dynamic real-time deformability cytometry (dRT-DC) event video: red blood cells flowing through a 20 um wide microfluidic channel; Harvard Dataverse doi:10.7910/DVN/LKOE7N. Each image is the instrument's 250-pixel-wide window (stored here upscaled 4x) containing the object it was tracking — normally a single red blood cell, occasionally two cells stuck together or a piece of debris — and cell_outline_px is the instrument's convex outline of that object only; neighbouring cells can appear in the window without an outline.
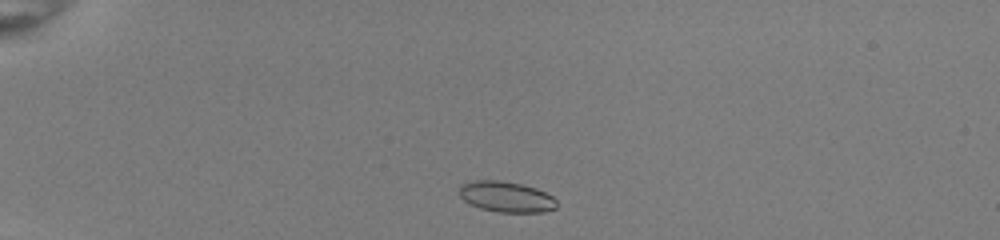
{"species": "common noctule bat (a hibernating species)", "species_latin": "Nyctalus noctula", "temperature_condition": "room temperature", "stored_images_in_passage": 40, "camera_frame_rate_fps": 3000, "um_per_image_px": 0.085, "animal": {"sex": "female", "body_mass_g": 22.0, "forearm_length_mm": 56.7}, "frame": {"image": 1, "passage_image": 2, "time_ms": 0.333, "image_size_px": [1000, 240], "cell_outline_px": [[556, 208], [544, 212], [500, 212], [480, 208], [464, 200], [460, 196], [460, 184], [472, 180], [500, 180], [520, 184], [536, 188], [552, 196], [556, 200]], "centroid_in_image_um": [43.02, 16.72], "position_along_channel_um": 42.0, "area_um2": 17.34}}
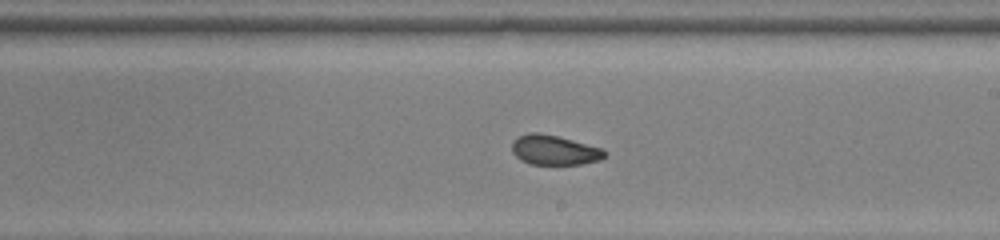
{"frame": {"image": 2, "passage_image": 21, "time_ms": 6.667, "image_size_px": [1000, 240], "cell_outline_px": [[608, 156], [600, 160], [580, 164], [528, 164], [520, 160], [512, 152], [512, 140], [516, 136], [528, 132], [540, 132], [604, 148], [608, 152]], "centroid_in_image_um": [47.12, 12.75], "position_along_channel_um": 241.9, "area_um2": 16.42}}
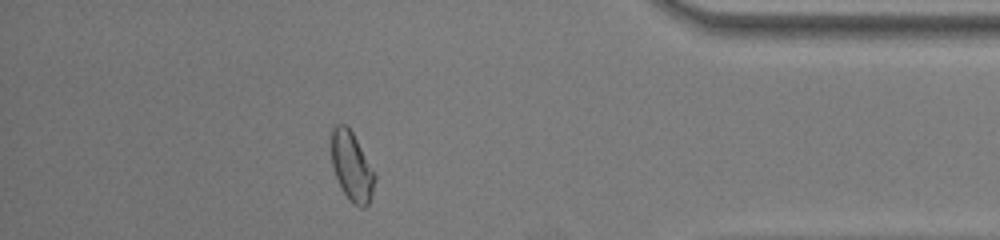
{"frame": {"image": 3, "passage_image": 35, "time_ms": 11.333, "image_size_px": [1000, 240], "cell_outline_px": [[376, 180], [372, 196], [368, 204], [364, 208], [360, 208], [352, 204], [348, 200], [336, 176], [332, 164], [332, 128], [336, 124], [344, 124], [352, 132], [376, 176]], "centroid_in_image_um": [29.91, 14.2], "position_along_channel_um": 405.3, "area_um2": 17.22}, "authors_computed_cell_mechanics": {"area_um2": 17.1666, "velocity_mm_per_s": 4.0259, "shape_relaxation_time_tau1_ms": 6.213, "shape_relaxation_time_tau2_ms": 1.2723, "deformation_change_tau1": 0.1161, "deformation_change_tau2": 0.0521}}